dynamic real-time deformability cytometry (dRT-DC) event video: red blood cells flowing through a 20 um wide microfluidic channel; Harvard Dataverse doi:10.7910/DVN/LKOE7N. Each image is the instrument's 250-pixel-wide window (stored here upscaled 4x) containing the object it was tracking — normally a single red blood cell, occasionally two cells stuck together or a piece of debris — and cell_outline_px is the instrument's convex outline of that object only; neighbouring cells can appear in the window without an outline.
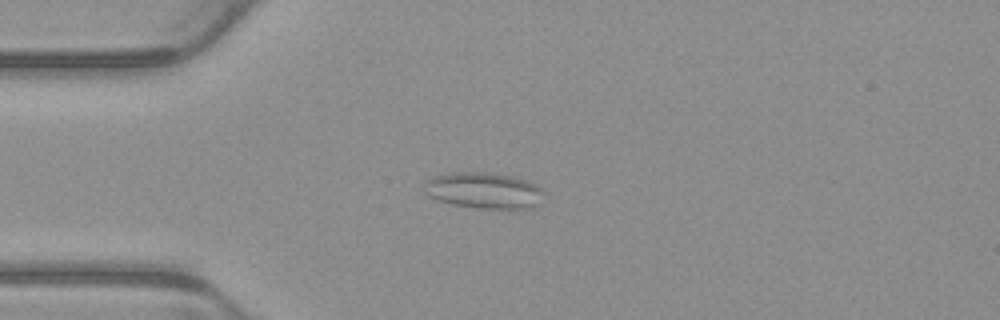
{"species": "common noctule bat (a hibernating species)", "species_latin": "Nyctalus noctula", "temperature_condition": "warm", "stored_images_in_passage": 6, "camera_frame_rate_fps": 3000, "um_per_image_px": 0.085, "animal": {"sex": "male", "body_mass_g": 23.1, "forearm_length_mm": 52.7}, "frame": {"image": 1, "passage_image": 4, "time_ms": 1.0, "image_size_px": [1000, 320], "cell_outline_px": [[544, 192], [540, 204], [532, 208], [476, 208], [452, 204], [436, 200], [428, 196], [424, 192], [424, 180], [436, 176], [452, 172], [488, 172], [512, 176], [528, 180], [544, 188]], "centroid_in_image_um": [41.14, 16.18], "position_along_channel_um": 43.9, "area_um2": 25.61}}
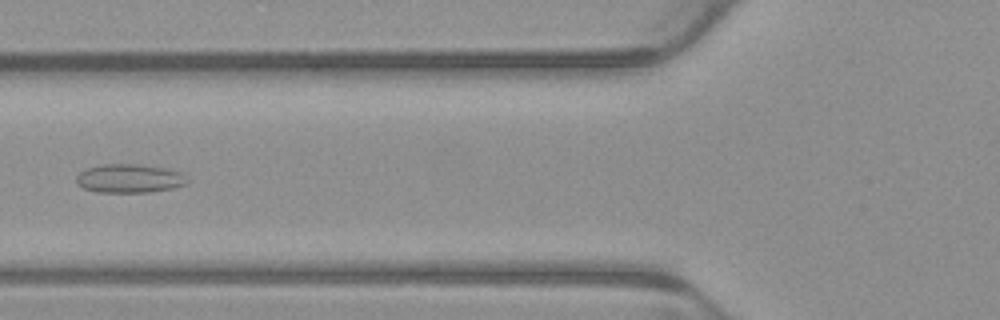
{"frame": {"image": 2, "passage_image": 6, "time_ms": 1.667, "image_size_px": [1000, 320], "cell_outline_px": [[188, 184], [172, 188], [152, 192], [96, 192], [84, 188], [76, 184], [76, 176], [80, 172], [88, 168], [104, 164], [136, 164], [168, 168], [184, 172], [188, 180]], "centroid_in_image_um": [11.05, 15.17], "position_along_channel_um": 114.8, "area_um2": 18.79}}